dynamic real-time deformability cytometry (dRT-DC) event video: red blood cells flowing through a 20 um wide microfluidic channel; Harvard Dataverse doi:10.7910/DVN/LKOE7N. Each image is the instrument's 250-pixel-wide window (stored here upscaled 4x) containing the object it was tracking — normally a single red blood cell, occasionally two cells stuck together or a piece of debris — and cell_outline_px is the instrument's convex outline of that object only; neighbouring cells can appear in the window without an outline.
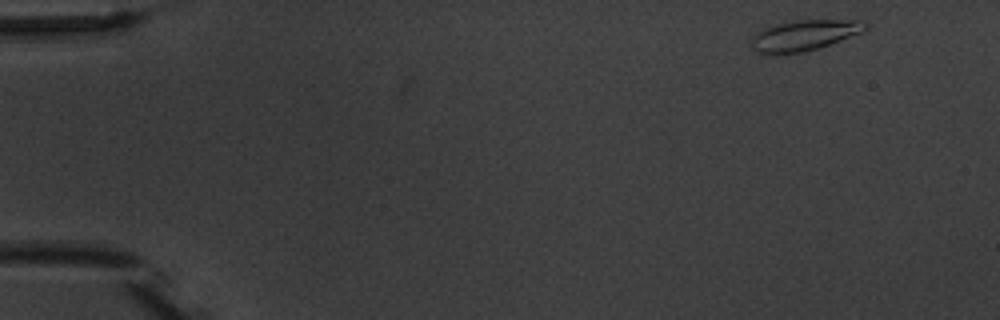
{"species": "common noctule bat (a hibernating species)", "species_latin": "Nyctalus noctula", "temperature_condition": "warm", "stored_images_in_passage": 5, "camera_frame_rate_fps": 3000, "um_per_image_px": 0.085, "animal": {"sex": "male", "body_mass_g": 20.1, "forearm_length_mm": 53.5}, "frame": {"image": 1, "passage_image": 1, "time_ms": 0.0, "image_size_px": [1000, 320], "cell_outline_px": [[868, 28], [860, 32], [840, 40], [804, 52], [756, 52], [752, 48], [752, 36], [776, 24], [796, 20], [860, 20], [868, 24]], "centroid_in_image_um": [68.4, 2.97], "position_along_channel_um": 16.6, "area_um2": 19.48}}